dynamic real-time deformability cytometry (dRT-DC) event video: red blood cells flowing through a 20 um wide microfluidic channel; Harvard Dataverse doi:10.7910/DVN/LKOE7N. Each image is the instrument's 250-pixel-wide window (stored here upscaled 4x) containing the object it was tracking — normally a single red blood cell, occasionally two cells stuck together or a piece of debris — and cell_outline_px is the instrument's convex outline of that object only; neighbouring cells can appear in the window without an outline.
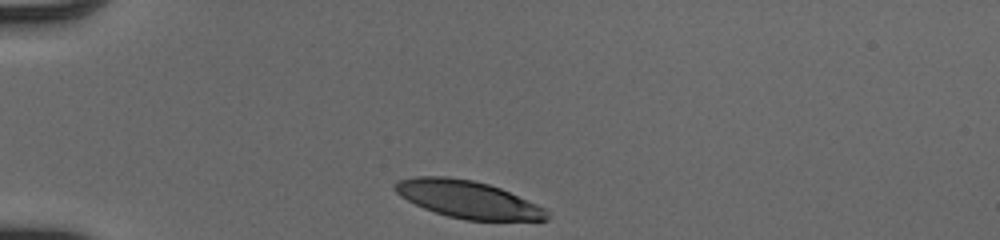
{"species": "human", "species_latin": "Homo sapiens", "temperature_condition": "cold", "stored_images_in_passage": 31, "camera_frame_rate_fps": 3000, "um_per_image_px": 0.085, "donor": {"sex": "male"}, "frame": {"image": 1, "passage_image": 1, "time_ms": 0.0, "image_size_px": [1000, 240], "cell_outline_px": [[548, 220], [464, 220], [448, 216], [424, 208], [400, 196], [392, 188], [392, 184], [400, 180], [416, 176], [448, 176], [472, 180], [488, 184], [500, 188], [548, 208]], "centroid_in_image_um": [39.78, 16.94], "position_along_channel_um": 45.2, "area_um2": 33.12}}
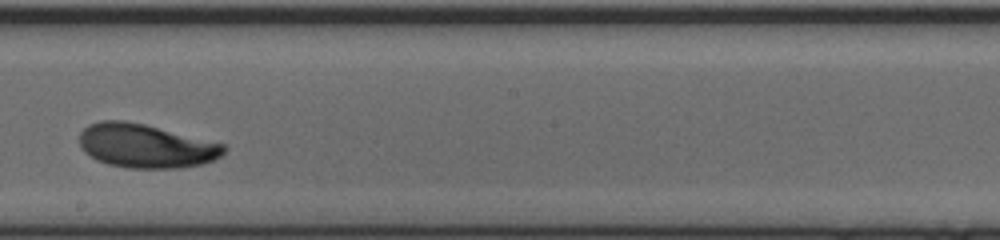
{"frame": {"image": 2, "passage_image": 18, "time_ms": 5.667, "image_size_px": [1000, 240], "cell_outline_px": [[228, 148], [220, 156], [212, 160], [200, 164], [180, 168], [128, 168], [108, 164], [96, 160], [84, 152], [80, 148], [80, 132], [88, 124], [100, 120], [124, 120], [144, 124], [224, 144]], "centroid_in_image_um": [12.35, 12.4], "position_along_channel_um": 235.9, "area_um2": 36.88}}
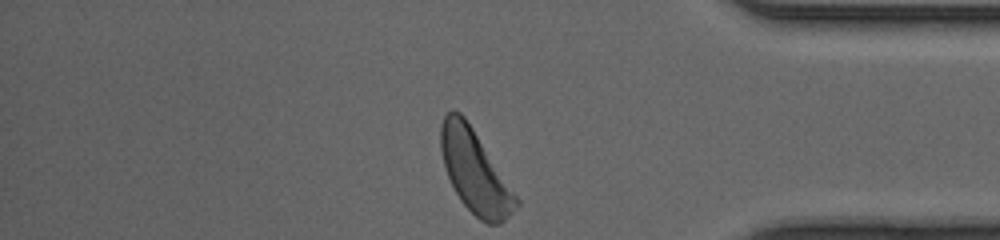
{"frame": {"image": 3, "passage_image": 31, "time_ms": 10.0, "image_size_px": [1000, 240], "cell_outline_px": [[520, 204], [500, 224], [488, 224], [480, 220], [460, 200], [448, 176], [444, 164], [440, 148], [440, 124], [444, 116], [452, 108], [460, 112], [464, 116], [520, 200]], "centroid_in_image_um": [40.36, 14.58], "position_along_channel_um": 394.8, "area_um2": 35.72}, "authors_computed_cell_mechanics": {"area_um2": 36.0672, "velocity_mm_per_s": 4.0739, "shape_relaxation_time_tau1_ms": 2.6891, "shape_relaxation_time_tau2_ms": null, "deformation_change_tau1": 0.1485, "deformation_change_tau2": null}}